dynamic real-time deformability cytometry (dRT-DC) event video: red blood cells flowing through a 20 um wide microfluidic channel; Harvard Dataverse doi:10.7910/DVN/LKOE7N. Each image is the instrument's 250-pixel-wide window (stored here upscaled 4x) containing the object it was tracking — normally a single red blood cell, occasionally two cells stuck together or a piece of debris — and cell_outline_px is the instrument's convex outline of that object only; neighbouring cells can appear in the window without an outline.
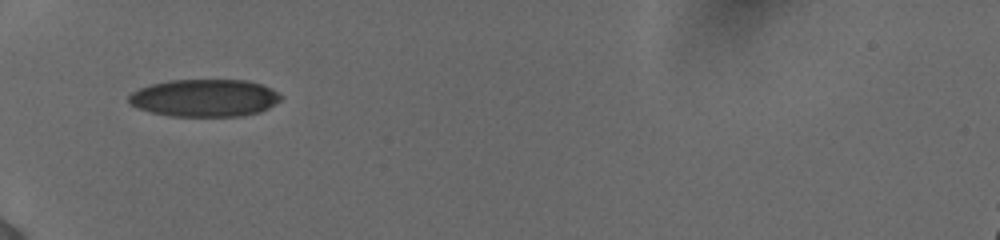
{"species": "human", "species_latin": "Homo sapiens", "temperature_condition": "cold", "stored_images_in_passage": 35, "camera_frame_rate_fps": 3000, "um_per_image_px": 0.085, "donor": {"sex": "female"}, "frame": {"image": 1, "passage_image": 1, "time_ms": 0.0, "image_size_px": [1000, 240], "cell_outline_px": [[280, 100], [268, 108], [260, 112], [240, 116], [172, 116], [152, 112], [128, 104], [128, 96], [132, 92], [140, 88], [152, 84], [168, 80], [248, 80], [272, 88], [280, 96]], "centroid_in_image_um": [17.38, 8.32], "position_along_channel_um": 67.6, "area_um2": 33.06}}
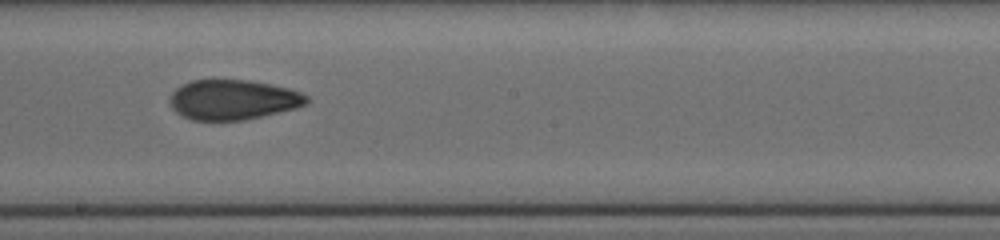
{"frame": {"image": 2, "passage_image": 14, "time_ms": 4.333, "image_size_px": [1000, 240], "cell_outline_px": [[308, 104], [296, 108], [244, 120], [192, 120], [176, 112], [172, 108], [168, 100], [172, 92], [176, 88], [192, 80], [248, 80], [288, 88], [300, 92], [308, 96]], "centroid_in_image_um": [19.8, 8.48], "position_along_channel_um": 228.4, "area_um2": 31.73}}
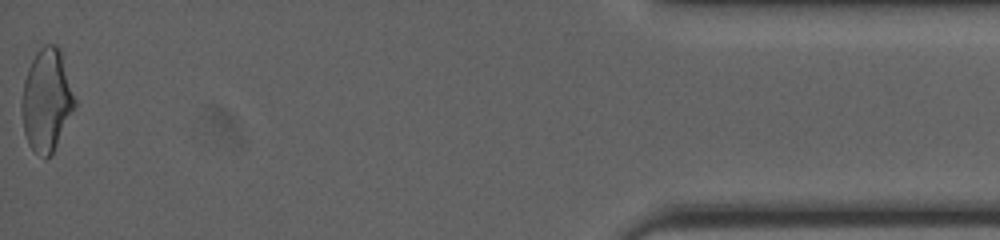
{"frame": {"image": 3, "passage_image": 35, "time_ms": 11.333, "image_size_px": [1000, 240], "cell_outline_px": [[76, 104], [52, 152], [44, 160], [28, 144], [24, 132], [20, 108], [20, 104], [24, 80], [28, 68], [36, 52], [44, 44], [56, 44], [60, 48], [76, 100]], "centroid_in_image_um": [3.94, 8.48], "position_along_channel_um": 431.3, "area_um2": 31.5}, "authors_computed_cell_mechanics": {"area_um2": 31.7322, "velocity_mm_per_s": 3.8965, "shape_relaxation_time_tau1_ms": null, "shape_relaxation_time_tau2_ms": 1.9807, "deformation_change_tau1": null, "deformation_change_tau2": 0.0721}}